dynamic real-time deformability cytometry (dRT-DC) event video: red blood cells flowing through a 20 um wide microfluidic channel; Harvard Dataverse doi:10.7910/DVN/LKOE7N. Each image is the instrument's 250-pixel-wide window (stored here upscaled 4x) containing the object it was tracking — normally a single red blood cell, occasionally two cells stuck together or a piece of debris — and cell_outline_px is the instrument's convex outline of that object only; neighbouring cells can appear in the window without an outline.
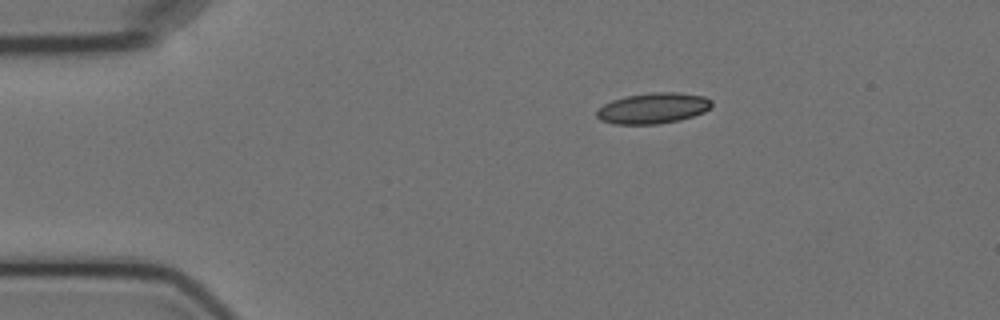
{"species": "Egyptian fruit bat (a non-hibernating species)", "species_latin": "Rousettus aegyptiacus", "temperature_condition": "cold", "stored_images_in_passage": 4, "camera_frame_rate_fps": 3000, "um_per_image_px": 0.085, "animal": {"sex": "female"}, "frame": {"image": 1, "passage_image": 1, "time_ms": 0.0, "image_size_px": [1000, 320], "cell_outline_px": [[712, 104], [704, 112], [680, 120], [656, 124], [612, 124], [600, 120], [596, 116], [596, 112], [604, 104], [612, 100], [628, 96], [652, 92], [676, 92], [704, 96], [712, 100]], "centroid_in_image_um": [55.5, 9.2], "position_along_channel_um": 29.5, "area_um2": 20.52}}
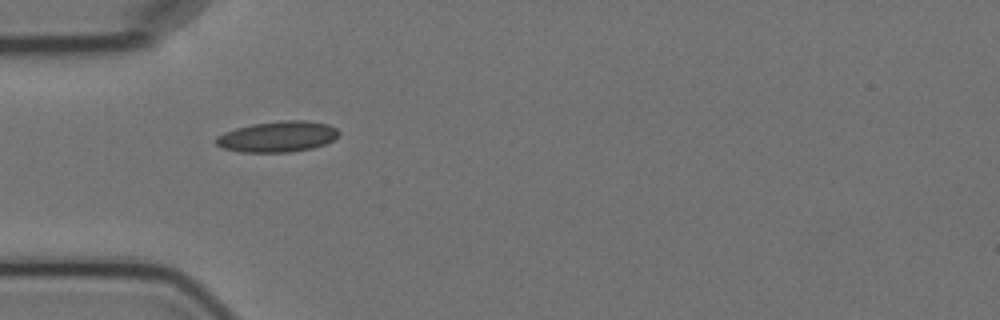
{"frame": {"image": 2, "passage_image": 3, "time_ms": 2.333, "image_size_px": [1000, 320], "cell_outline_px": [[340, 136], [324, 144], [312, 148], [288, 152], [240, 152], [220, 148], [216, 144], [216, 136], [224, 132], [236, 128], [252, 124], [284, 120], [304, 120], [328, 124], [336, 128], [340, 132]], "centroid_in_image_um": [23.59, 11.61], "position_along_channel_um": 61.4, "area_um2": 22.14}}
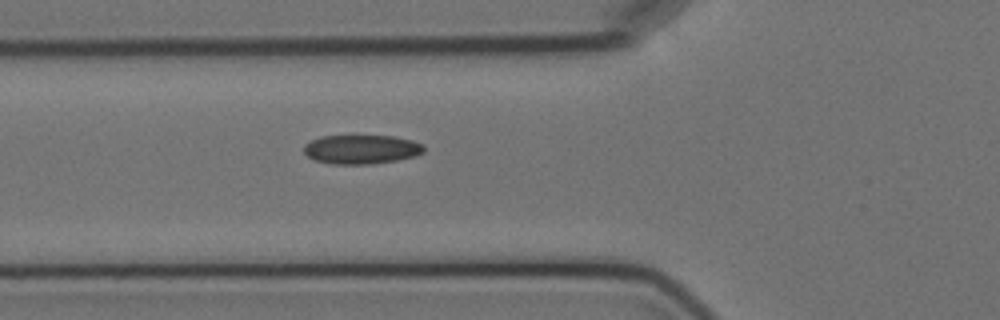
{"frame": {"image": 3, "passage_image": 4, "time_ms": 3.333, "image_size_px": [1000, 320], "cell_outline_px": [[424, 152], [416, 156], [396, 160], [372, 164], [332, 164], [316, 160], [308, 156], [304, 152], [304, 144], [320, 136], [392, 136], [412, 140], [424, 144]], "centroid_in_image_um": [30.74, 12.69], "position_along_channel_um": 95.1, "area_um2": 20.35}}